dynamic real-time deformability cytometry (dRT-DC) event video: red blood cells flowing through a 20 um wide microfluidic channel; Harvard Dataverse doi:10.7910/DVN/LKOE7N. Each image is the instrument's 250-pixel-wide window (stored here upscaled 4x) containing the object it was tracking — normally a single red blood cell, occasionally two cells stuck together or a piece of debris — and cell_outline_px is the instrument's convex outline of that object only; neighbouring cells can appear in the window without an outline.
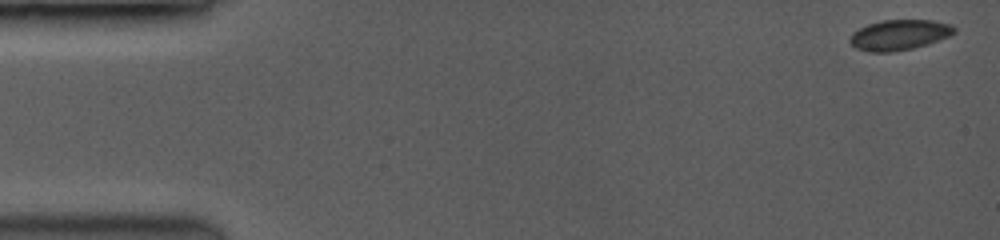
{"species": "common noctule bat (a hibernating species)", "species_latin": "Nyctalus noctula", "temperature_condition": "room temperature", "stored_images_in_passage": 5, "camera_frame_rate_fps": 3500, "um_per_image_px": 0.085, "animal": {"sex": "female", "body_mass_g": 19.0, "forearm_length_mm": 53.3}, "frame": {"image": 1, "passage_image": 1, "time_ms": 0.0, "image_size_px": [1000, 240], "cell_outline_px": [[956, 32], [948, 36], [912, 48], [888, 52], [872, 52], [856, 48], [848, 40], [860, 28], [868, 24], [884, 20], [928, 20], [948, 24], [956, 28]], "centroid_in_image_um": [76.42, 2.96], "position_along_channel_um": 8.6, "area_um2": 17.86}}
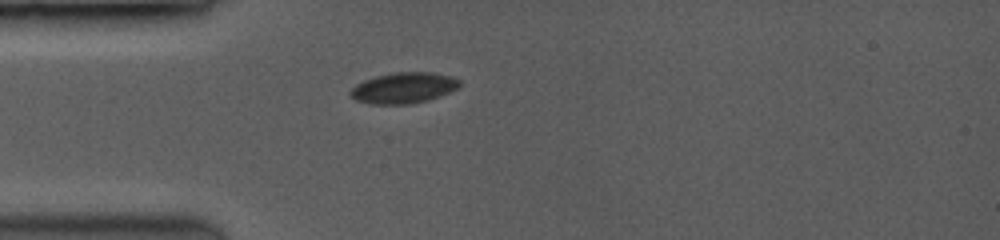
{"frame": {"image": 2, "passage_image": 5, "time_ms": 4.286, "image_size_px": [1000, 240], "cell_outline_px": [[460, 84], [456, 88], [448, 92], [424, 100], [404, 104], [372, 104], [356, 100], [348, 92], [356, 84], [364, 80], [376, 76], [396, 72], [428, 72], [448, 76], [460, 80]], "centroid_in_image_um": [34.24, 7.46], "position_along_channel_um": 50.8, "area_um2": 19.07}}